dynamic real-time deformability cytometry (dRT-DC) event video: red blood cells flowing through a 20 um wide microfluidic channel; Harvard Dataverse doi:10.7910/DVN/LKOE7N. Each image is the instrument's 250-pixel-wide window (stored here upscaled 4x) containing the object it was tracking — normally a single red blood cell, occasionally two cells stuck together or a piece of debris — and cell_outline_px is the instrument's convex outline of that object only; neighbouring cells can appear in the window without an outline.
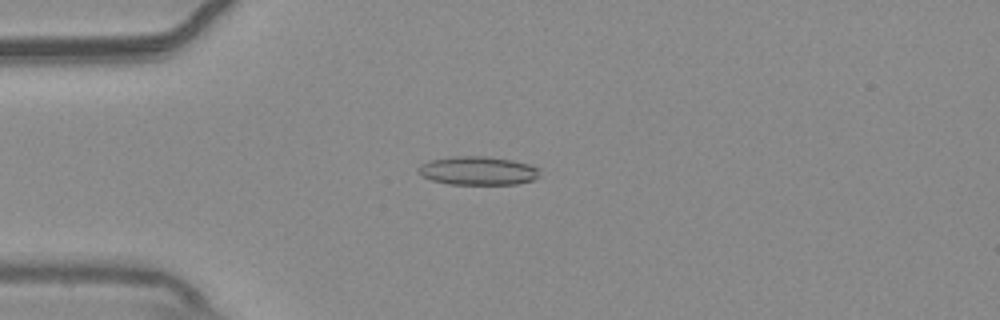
{"species": "common noctule bat (a hibernating species)", "species_latin": "Nyctalus noctula", "temperature_condition": "warm", "stored_images_in_passage": 55, "camera_frame_rate_fps": 3000, "um_per_image_px": 0.085, "animal": {"sex": "male", "body_mass_g": 20.4}, "frame": {"image": 1, "passage_image": 14, "time_ms": 4.333, "image_size_px": [1000, 320], "cell_outline_px": [[540, 176], [532, 180], [516, 184], [448, 184], [432, 180], [416, 172], [416, 168], [420, 164], [428, 160], [452, 156], [484, 156], [512, 160], [528, 164], [540, 168]], "centroid_in_image_um": [40.59, 14.5], "position_along_channel_um": 44.4, "area_um2": 20.4}}
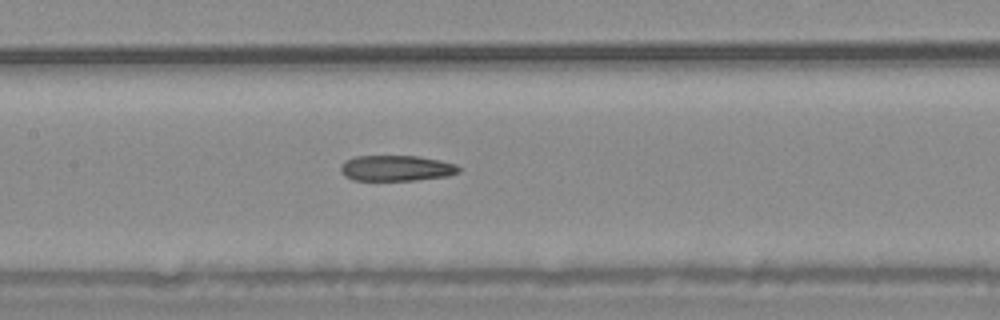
{"frame": {"image": 2, "passage_image": 26, "time_ms": 8.333, "image_size_px": [1000, 320], "cell_outline_px": [[460, 172], [448, 176], [416, 180], [352, 180], [344, 176], [340, 172], [340, 164], [344, 160], [356, 156], [420, 156], [440, 160], [456, 164], [460, 168]], "centroid_in_image_um": [33.66, 14.29], "position_along_channel_um": 173.7, "area_um2": 17.92}}
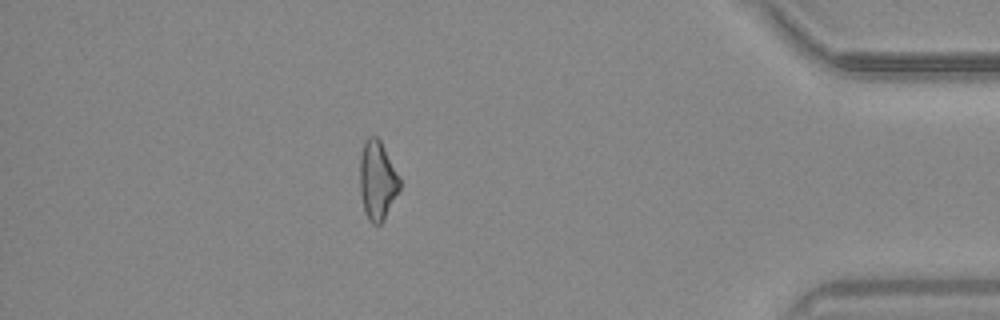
{"frame": {"image": 3, "passage_image": 48, "time_ms": 15.667, "image_size_px": [1000, 320], "cell_outline_px": [[400, 188], [384, 220], [380, 224], [372, 224], [368, 220], [364, 212], [360, 192], [360, 156], [364, 140], [368, 136], [376, 136], [380, 140], [400, 176]], "centroid_in_image_um": [32.07, 15.33], "position_along_channel_um": 403.1, "area_um2": 18.5}, "authors_computed_cell_mechanics": {"area_um2": 18.785, "velocity_mm_per_s": 3.7067, "shape_relaxation_time_tau1_ms": null, "shape_relaxation_time_tau2_ms": 5.0782, "deformation_change_tau1": null, "deformation_change_tau2": 0.1593}}